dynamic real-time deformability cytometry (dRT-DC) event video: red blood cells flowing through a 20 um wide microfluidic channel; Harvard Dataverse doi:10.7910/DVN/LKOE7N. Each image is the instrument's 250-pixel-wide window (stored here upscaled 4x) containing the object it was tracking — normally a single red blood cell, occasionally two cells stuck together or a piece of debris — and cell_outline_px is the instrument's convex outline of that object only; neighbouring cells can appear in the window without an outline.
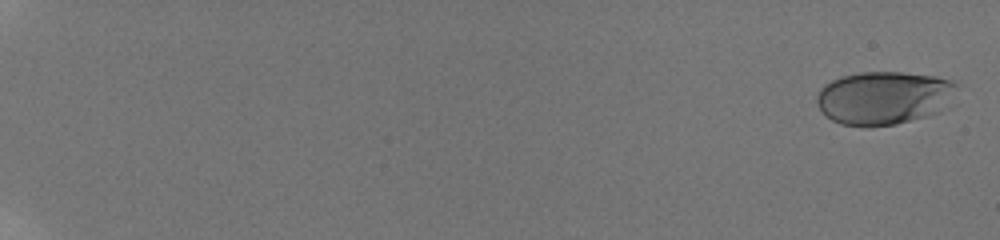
{"species": "human", "species_latin": "Homo sapiens", "temperature_condition": "room temperature", "stored_images_in_passage": 31, "camera_frame_rate_fps": 3000, "um_per_image_px": 0.085, "donor": {"sex": "male"}, "frame": {"image": 1, "passage_image": 1, "time_ms": 0.0, "image_size_px": [1000, 240], "cell_outline_px": [[960, 84], [940, 112], [928, 116], [896, 124], [868, 128], [864, 128], [840, 124], [832, 120], [816, 104], [816, 96], [820, 88], [824, 84], [840, 76], [860, 72], [900, 72], [936, 76]], "centroid_in_image_um": [75.09, 8.33], "position_along_channel_um": 9.9, "area_um2": 43.81}}
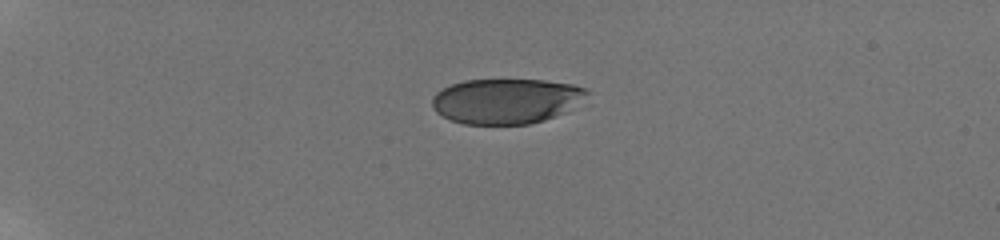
{"frame": {"image": 2, "passage_image": 21, "time_ms": 5.333, "image_size_px": [1000, 240], "cell_outline_px": [[592, 92], [564, 112], [544, 120], [528, 124], [464, 124], [452, 120], [436, 112], [432, 108], [432, 96], [436, 92], [452, 84], [464, 80], [544, 80], [572, 84], [584, 88]], "centroid_in_image_um": [43.0, 8.58], "position_along_channel_um": 42.0, "area_um2": 40.52}}
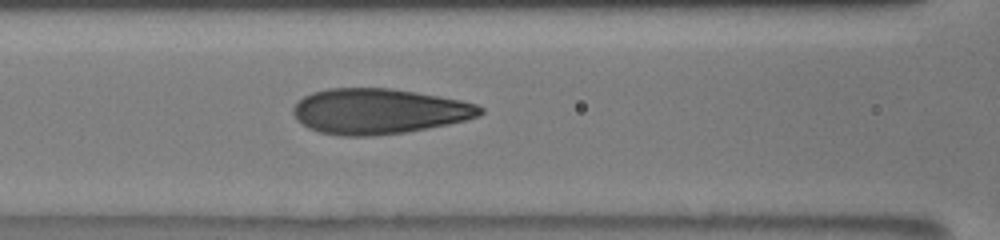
{"frame": {"image": 3, "passage_image": 31, "time_ms": 9.667, "image_size_px": [1000, 240], "cell_outline_px": [[484, 112], [480, 116], [448, 124], [404, 132], [372, 136], [340, 136], [320, 132], [308, 128], [296, 120], [292, 112], [292, 108], [304, 96], [312, 92], [328, 88], [392, 88], [416, 92], [460, 100], [476, 104], [484, 108]], "centroid_in_image_um": [32.18, 9.46], "position_along_channel_um": 134.4, "area_um2": 49.48}}